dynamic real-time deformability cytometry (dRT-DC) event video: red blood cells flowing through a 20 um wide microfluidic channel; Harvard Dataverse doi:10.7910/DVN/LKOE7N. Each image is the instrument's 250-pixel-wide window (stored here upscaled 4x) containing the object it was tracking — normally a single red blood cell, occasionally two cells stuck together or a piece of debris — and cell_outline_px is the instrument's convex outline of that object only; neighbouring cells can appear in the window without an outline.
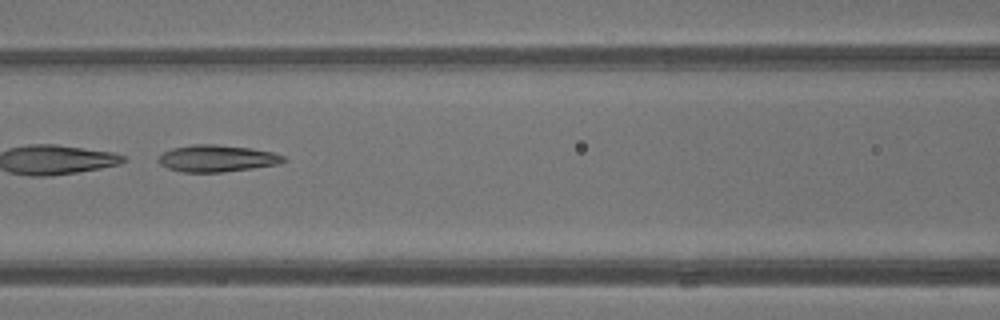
{"species": "common noctule bat (a hibernating species)", "species_latin": "Nyctalus noctula", "temperature_condition": "warm", "stored_images_in_passage": 16, "camera_frame_rate_fps": 3000, "um_per_image_px": 0.085, "animal": {"sex": "male", "body_mass_g": 13.3}, "frame": {"image": 1, "passage_image": 12, "time_ms": 3.667, "image_size_px": [1000, 320], "cell_outline_px": [[288, 160], [280, 164], [224, 172], [184, 172], [168, 168], [160, 164], [156, 160], [164, 152], [172, 148], [192, 144], [216, 144], [248, 148], [272, 152], [284, 156]], "centroid_in_image_um": [18.44, 13.46], "position_along_channel_um": 148.2, "area_um2": 19.54}}